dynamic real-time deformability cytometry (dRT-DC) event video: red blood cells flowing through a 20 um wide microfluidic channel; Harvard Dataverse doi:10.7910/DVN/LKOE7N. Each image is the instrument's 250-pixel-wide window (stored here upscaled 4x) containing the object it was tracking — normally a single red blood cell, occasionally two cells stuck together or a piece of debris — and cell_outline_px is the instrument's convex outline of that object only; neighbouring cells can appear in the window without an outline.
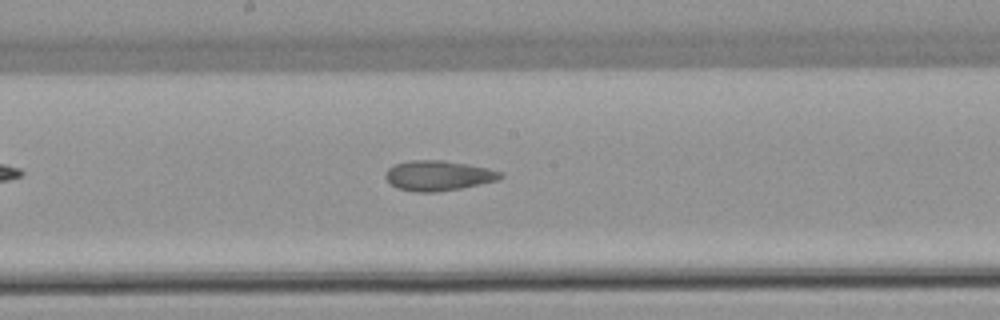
{"species": "common noctule bat (a hibernating species)", "species_latin": "Nyctalus noctula", "temperature_condition": "warm", "stored_images_in_passage": 7, "camera_frame_rate_fps": 3000, "um_per_image_px": 0.085, "animal": {"sex": "female", "body_mass_g": 22.7, "forearm_length_mm": 54.2}, "frame": {"image": 1, "passage_image": 7, "time_ms": 8.667, "image_size_px": [1000, 320], "cell_outline_px": [[504, 176], [500, 180], [460, 188], [436, 192], [416, 192], [396, 188], [384, 176], [388, 168], [392, 164], [412, 160], [444, 160], [488, 168], [504, 172]], "centroid_in_image_um": [37.27, 14.92], "position_along_channel_um": 210.9, "area_um2": 20.29}}